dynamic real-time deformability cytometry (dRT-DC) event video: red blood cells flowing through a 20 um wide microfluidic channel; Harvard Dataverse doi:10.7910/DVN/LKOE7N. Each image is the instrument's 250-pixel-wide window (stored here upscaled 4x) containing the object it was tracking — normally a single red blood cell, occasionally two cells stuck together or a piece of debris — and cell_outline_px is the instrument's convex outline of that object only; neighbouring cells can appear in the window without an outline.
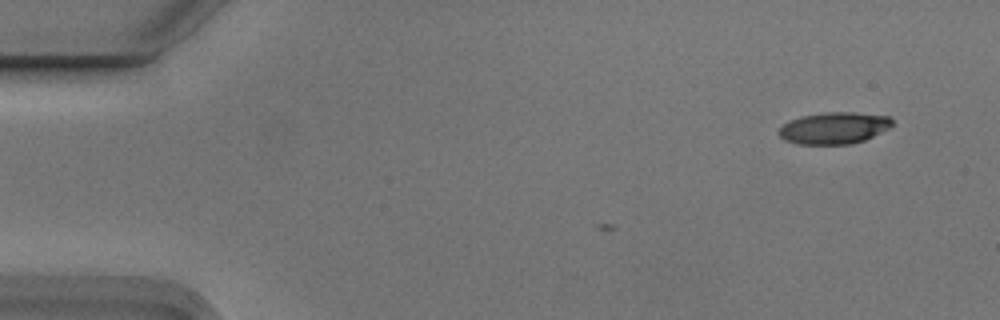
{"species": "Egyptian fruit bat (a non-hibernating species)", "species_latin": "Rousettus aegyptiacus", "temperature_condition": "cold", "stored_images_in_passage": 4, "camera_frame_rate_fps": 3000, "um_per_image_px": 0.085, "animal": {"sex": "male"}, "frame": {"image": 1, "passage_image": 1, "time_ms": 0.0, "image_size_px": [1000, 320], "cell_outline_px": [[892, 128], [864, 140], [852, 144], [796, 144], [784, 140], [776, 132], [784, 124], [800, 116], [824, 112], [852, 112], [888, 116], [892, 120]], "centroid_in_image_um": [70.9, 10.89], "position_along_channel_um": 14.1, "area_um2": 21.1}}
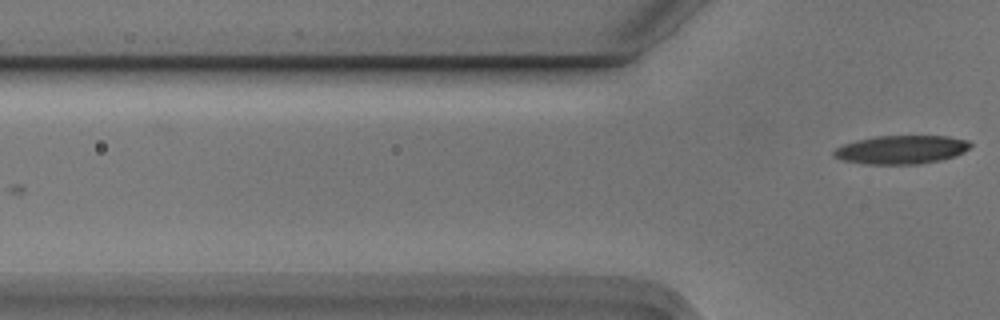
{"frame": {"image": 2, "passage_image": 4, "time_ms": 1.0, "image_size_px": [1000, 320], "cell_outline_px": [[972, 144], [964, 152], [956, 156], [940, 160], [920, 164], [864, 164], [844, 160], [832, 156], [832, 152], [836, 148], [844, 144], [856, 140], [876, 136], [944, 136], [968, 140]], "centroid_in_image_um": [76.6, 12.72], "position_along_channel_um": 49.2, "area_um2": 22.72}}